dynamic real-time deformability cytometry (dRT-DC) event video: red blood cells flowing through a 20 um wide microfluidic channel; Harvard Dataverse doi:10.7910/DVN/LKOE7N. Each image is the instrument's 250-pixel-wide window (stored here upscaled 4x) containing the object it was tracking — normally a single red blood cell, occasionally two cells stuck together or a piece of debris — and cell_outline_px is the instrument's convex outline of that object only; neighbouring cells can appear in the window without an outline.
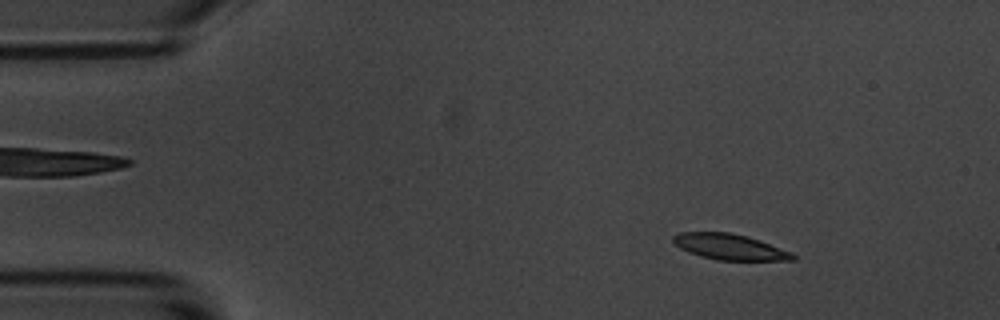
{"species": "common noctule bat (a hibernating species)", "species_latin": "Nyctalus noctula", "temperature_condition": "room temperature", "stored_images_in_passage": 4, "camera_frame_rate_fps": 3000, "um_per_image_px": 0.085, "animal": {"sex": "male", "body_mass_g": 20.1, "forearm_length_mm": 53.5}, "frame": {"image": 1, "passage_image": 2, "time_ms": 1.0, "image_size_px": [1000, 320], "cell_outline_px": [[796, 260], [716, 260], [700, 256], [688, 252], [680, 248], [672, 240], [672, 236], [680, 232], [728, 232], [748, 236], [792, 252], [796, 256]], "centroid_in_image_um": [62.02, 20.98], "position_along_channel_um": 23.0, "area_um2": 17.98}}
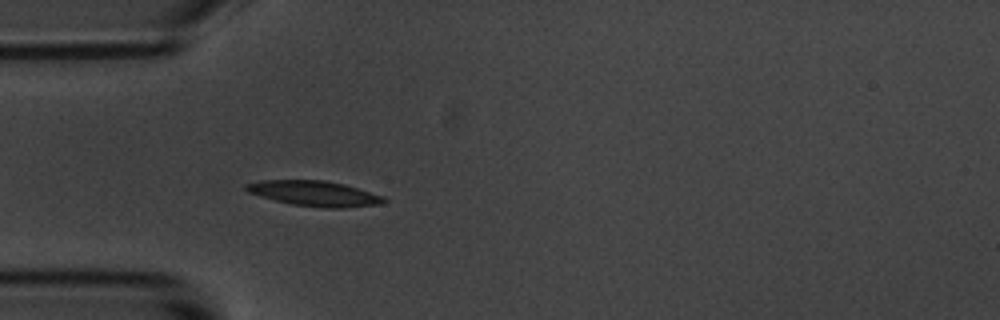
{"frame": {"image": 2, "passage_image": 4, "time_ms": 4.0, "image_size_px": [1000, 320], "cell_outline_px": [[388, 200], [380, 204], [340, 208], [324, 208], [292, 204], [260, 196], [248, 192], [244, 188], [244, 184], [260, 180], [324, 180], [344, 184], [384, 196]], "centroid_in_image_um": [26.72, 16.44], "position_along_channel_um": 58.3, "area_um2": 20.23}}